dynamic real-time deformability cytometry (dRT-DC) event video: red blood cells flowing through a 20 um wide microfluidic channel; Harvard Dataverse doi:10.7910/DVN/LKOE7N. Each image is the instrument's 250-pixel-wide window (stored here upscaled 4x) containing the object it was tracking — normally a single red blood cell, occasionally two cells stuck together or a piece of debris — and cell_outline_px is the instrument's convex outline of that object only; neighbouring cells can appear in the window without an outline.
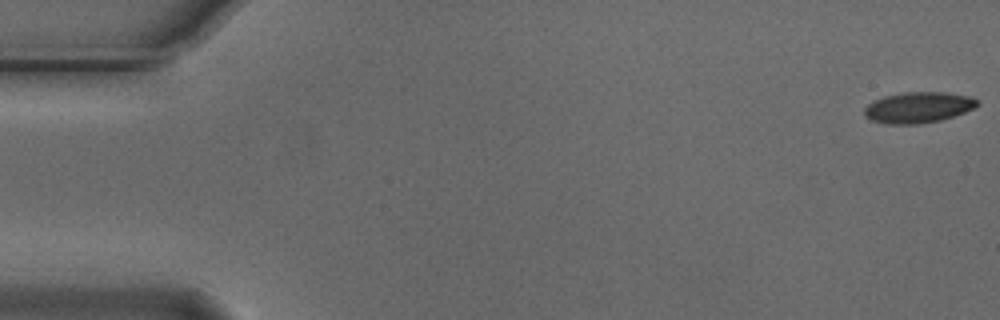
{"species": "Egyptian fruit bat (a non-hibernating species)", "species_latin": "Rousettus aegyptiacus", "temperature_condition": "cold", "stored_images_in_passage": 53, "camera_frame_rate_fps": 3000, "um_per_image_px": 0.085, "animal": {"sex": "male"}, "frame": {"image": 1, "passage_image": 1, "time_ms": 0.0, "image_size_px": [1000, 320], "cell_outline_px": [[980, 104], [964, 112], [940, 120], [920, 124], [888, 124], [872, 120], [864, 116], [864, 108], [872, 100], [884, 96], [904, 92], [944, 92], [972, 96], [980, 100]], "centroid_in_image_um": [78.05, 9.12], "position_along_channel_um": 7.0, "area_um2": 20.46}}
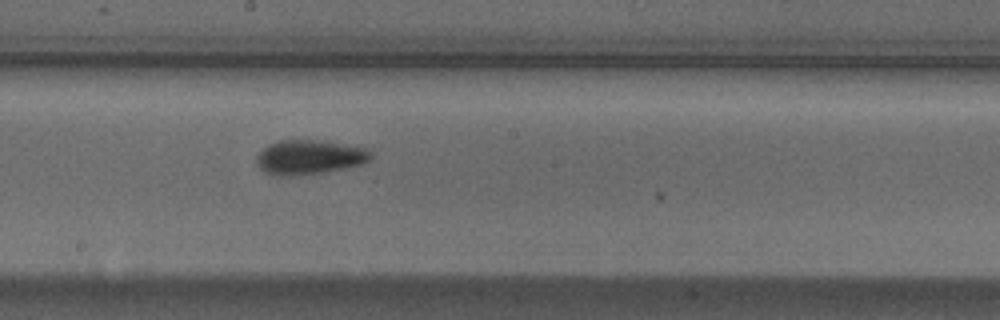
{"frame": {"image": 2, "passage_image": 30, "time_ms": 9.667, "image_size_px": [1000, 320], "cell_outline_px": [[372, 160], [364, 164], [324, 172], [292, 176], [280, 176], [264, 172], [256, 164], [256, 156], [268, 144], [280, 140], [324, 140], [368, 148], [372, 152]], "centroid_in_image_um": [26.33, 13.35], "position_along_channel_um": 221.9, "area_um2": 23.29}}
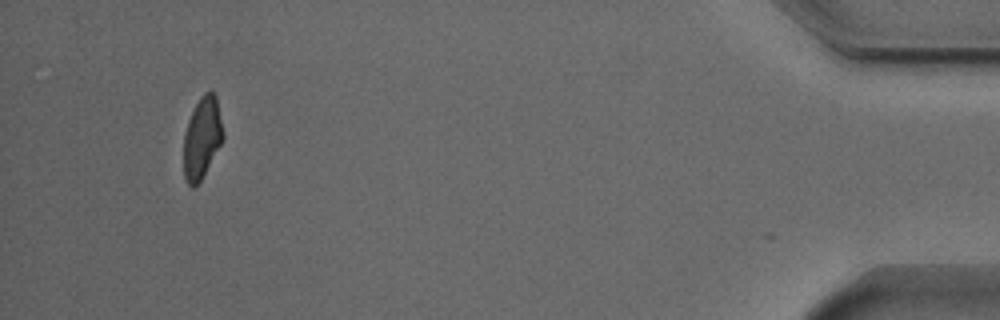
{"frame": {"image": 3, "passage_image": 52, "time_ms": 17.0, "image_size_px": [1000, 320], "cell_outline_px": [[224, 140], [200, 180], [192, 188], [188, 184], [184, 176], [184, 132], [188, 120], [200, 96], [204, 92], [212, 88], [216, 96], [224, 136]], "centroid_in_image_um": [17.18, 11.67], "position_along_channel_um": 418.0, "area_um2": 18.67}, "authors_computed_cell_mechanics": {"area_um2": 20.9236, "velocity_mm_per_s": 3.7306, "shape_relaxation_time_tau1_ms": 3.1918, "shape_relaxation_time_tau2_ms": 3.3404, "deformation_change_tau1": 0.1162, "deformation_change_tau2": 0.0982}}